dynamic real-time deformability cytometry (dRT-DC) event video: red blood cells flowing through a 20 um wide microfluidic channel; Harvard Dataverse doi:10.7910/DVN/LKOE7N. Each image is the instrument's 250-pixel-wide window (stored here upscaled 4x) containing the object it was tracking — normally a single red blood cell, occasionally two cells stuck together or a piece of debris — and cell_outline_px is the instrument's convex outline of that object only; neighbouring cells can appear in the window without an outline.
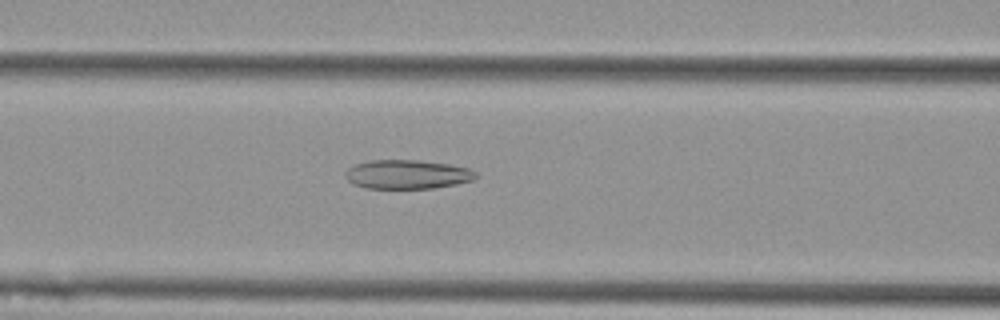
{"species": "Egyptian fruit bat (a non-hibernating species)", "species_latin": "Rousettus aegyptiacus", "temperature_condition": "cold", "stored_images_in_passage": 54, "camera_frame_rate_fps": 3000, "um_per_image_px": 0.085, "animal": {"sex": "female"}, "frame": {"image": 1, "passage_image": 21, "time_ms": 6.667, "image_size_px": [1000, 320], "cell_outline_px": [[476, 176], [472, 180], [456, 184], [432, 188], [364, 188], [352, 184], [344, 176], [344, 172], [348, 168], [356, 164], [372, 160], [420, 160], [448, 164], [468, 168], [476, 172]], "centroid_in_image_um": [34.57, 14.82], "position_along_channel_um": 132.0, "area_um2": 22.02}}
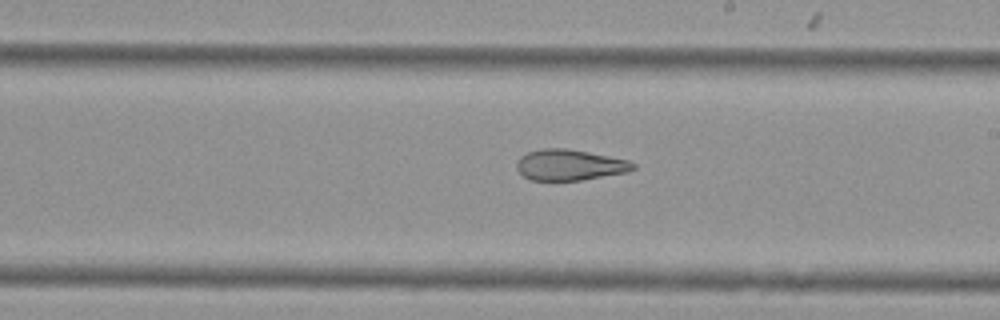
{"frame": {"image": 2, "passage_image": 30, "time_ms": 9.667, "image_size_px": [1000, 320], "cell_outline_px": [[636, 168], [628, 172], [580, 180], [532, 180], [524, 176], [516, 168], [516, 160], [520, 156], [528, 152], [544, 148], [564, 148], [588, 152], [628, 160], [636, 164]], "centroid_in_image_um": [48.41, 14.02], "position_along_channel_um": 240.6, "area_um2": 20.87}}
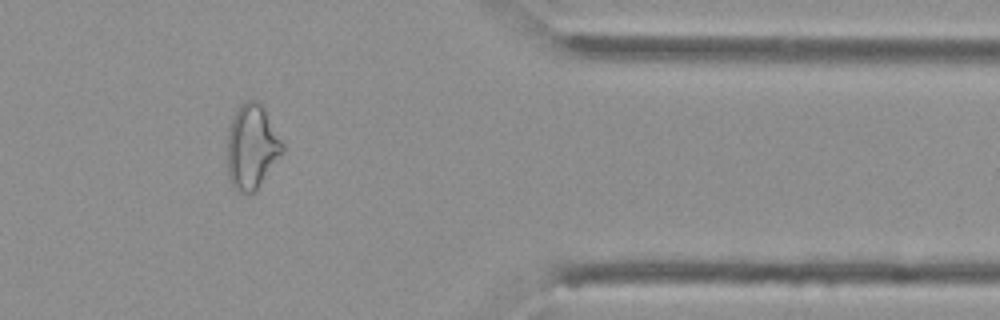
{"frame": {"image": 3, "passage_image": 44, "time_ms": 14.333, "image_size_px": [1000, 320], "cell_outline_px": [[284, 152], [256, 192], [236, 192], [228, 176], [228, 128], [236, 108], [240, 104], [248, 100], [256, 100], [264, 108], [284, 144]], "centroid_in_image_um": [21.42, 12.49], "position_along_channel_um": 390.0, "area_um2": 27.4}, "authors_computed_cell_mechanics": {"area_um2": 26.9926, "velocity_mm_per_s": 3.6337, "shape_relaxation_time_tau1_ms": null, "shape_relaxation_time_tau2_ms": 2.9201, "deformation_change_tau1": null, "deformation_change_tau2": 0.1187}}